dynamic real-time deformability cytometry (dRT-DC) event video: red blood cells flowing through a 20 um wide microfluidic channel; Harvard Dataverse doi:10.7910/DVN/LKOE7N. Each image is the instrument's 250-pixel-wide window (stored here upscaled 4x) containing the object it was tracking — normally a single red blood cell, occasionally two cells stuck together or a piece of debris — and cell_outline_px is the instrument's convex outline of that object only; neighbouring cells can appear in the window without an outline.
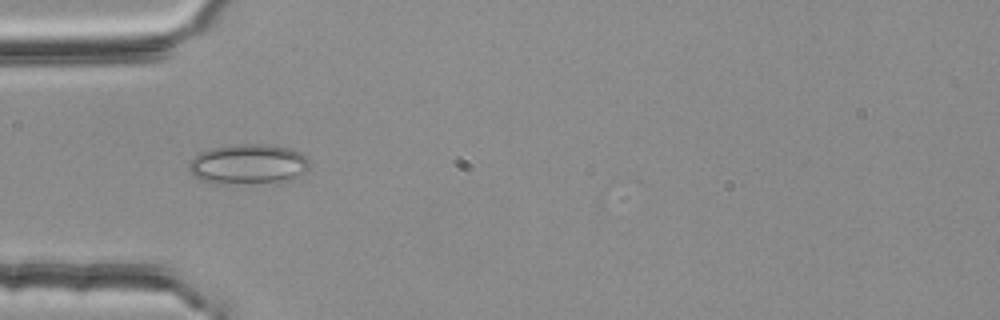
{"species": "common noctule bat (a hibernating species)", "species_latin": "Nyctalus noctula", "temperature_condition": "room temperature", "stored_images_in_passage": 33, "camera_frame_rate_fps": 3000, "um_per_image_px": 0.085, "animal": {"sex": "female", "body_mass_g": 25.1}, "frame": {"image": 1, "passage_image": 1, "time_ms": 0.0, "image_size_px": [1000, 320], "cell_outline_px": [[308, 168], [288, 180], [216, 184], [192, 176], [188, 168], [188, 164], [200, 152], [208, 148], [232, 144], [268, 144], [288, 148], [304, 156], [308, 160]], "centroid_in_image_um": [21.01, 13.93], "position_along_channel_um": 64.0, "area_um2": 27.63}}
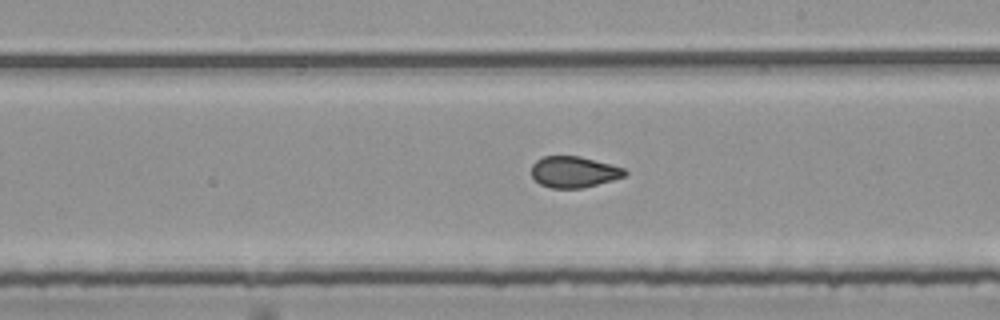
{"frame": {"image": 2, "passage_image": 15, "time_ms": 4.667, "image_size_px": [1000, 320], "cell_outline_px": [[628, 172], [624, 176], [612, 180], [584, 188], [552, 188], [540, 184], [532, 176], [532, 164], [536, 160], [544, 156], [580, 156], [612, 164], [624, 168]], "centroid_in_image_um": [48.79, 14.61], "position_along_channel_um": 240.2, "area_um2": 16.99}}
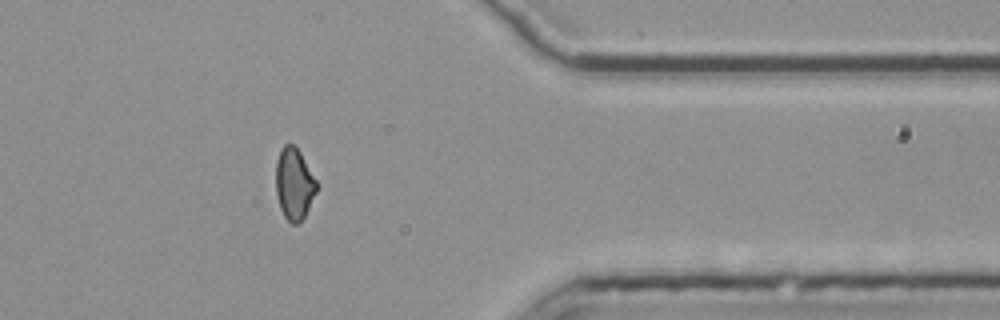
{"frame": {"image": 3, "passage_image": 28, "time_ms": 9.0, "image_size_px": [1000, 320], "cell_outline_px": [[316, 192], [304, 216], [296, 224], [292, 224], [284, 216], [280, 208], [276, 192], [276, 160], [280, 148], [284, 144], [292, 144], [300, 152], [316, 180]], "centroid_in_image_um": [24.97, 15.6], "position_along_channel_um": 386.4, "area_um2": 16.76}}